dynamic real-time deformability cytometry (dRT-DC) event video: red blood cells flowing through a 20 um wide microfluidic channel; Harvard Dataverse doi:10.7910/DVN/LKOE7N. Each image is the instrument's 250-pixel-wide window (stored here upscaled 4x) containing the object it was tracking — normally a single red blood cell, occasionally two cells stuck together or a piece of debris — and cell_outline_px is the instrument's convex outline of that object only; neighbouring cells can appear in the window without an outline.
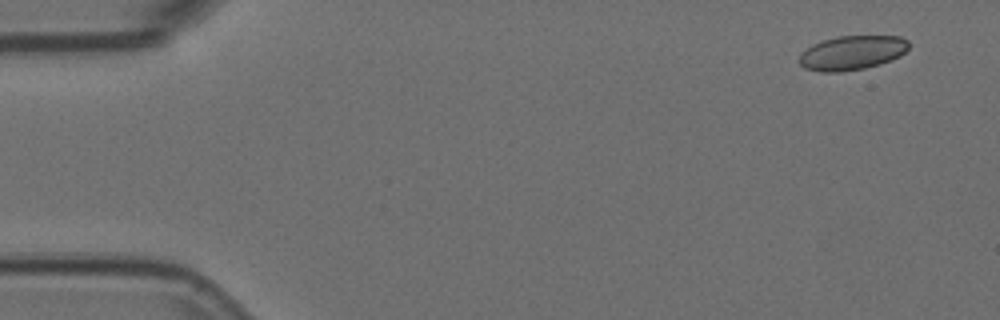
{"species": "Egyptian fruit bat (a non-hibernating species)", "species_latin": "Rousettus aegyptiacus", "temperature_condition": "room temperature", "stored_images_in_passage": 6, "camera_frame_rate_fps": 3000, "um_per_image_px": 0.085, "animal": {"sex": "female"}, "frame": {"image": 1, "passage_image": 1, "time_ms": 0.0, "image_size_px": [1000, 320], "cell_outline_px": [[908, 48], [900, 56], [892, 60], [880, 64], [864, 68], [840, 72], [820, 72], [804, 68], [800, 64], [800, 52], [812, 44], [836, 36], [900, 36], [908, 40]], "centroid_in_image_um": [72.41, 4.49], "position_along_channel_um": 12.6, "area_um2": 21.96}}
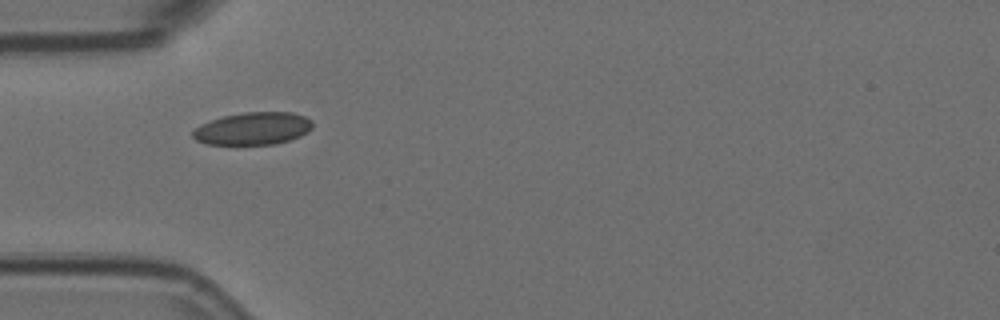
{"frame": {"image": 2, "passage_image": 5, "time_ms": 1.333, "image_size_px": [1000, 320], "cell_outline_px": [[312, 128], [308, 132], [300, 136], [276, 144], [204, 144], [196, 140], [192, 136], [192, 132], [200, 124], [224, 116], [244, 112], [292, 112], [304, 116], [312, 120]], "centroid_in_image_um": [21.51, 10.92], "position_along_channel_um": 63.5, "area_um2": 22.66}}
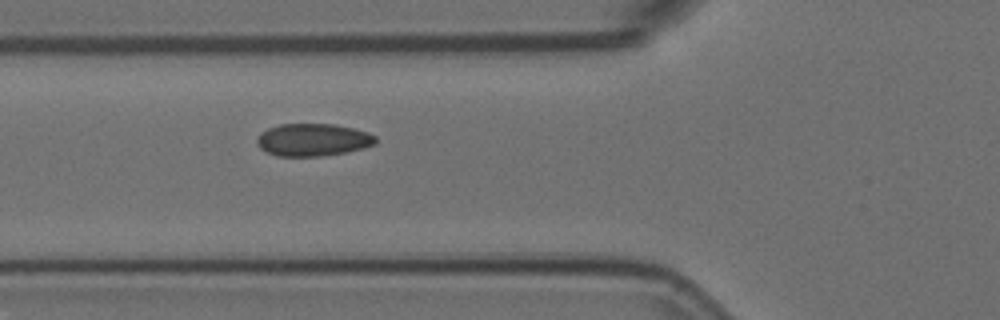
{"frame": {"image": 3, "passage_image": 6, "time_ms": 1.667, "image_size_px": [1000, 320], "cell_outline_px": [[376, 144], [364, 148], [344, 152], [320, 156], [276, 156], [260, 148], [256, 140], [260, 132], [268, 128], [280, 124], [336, 124], [368, 132], [376, 136]], "centroid_in_image_um": [26.6, 11.88], "position_along_channel_um": 99.2, "area_um2": 22.48}}